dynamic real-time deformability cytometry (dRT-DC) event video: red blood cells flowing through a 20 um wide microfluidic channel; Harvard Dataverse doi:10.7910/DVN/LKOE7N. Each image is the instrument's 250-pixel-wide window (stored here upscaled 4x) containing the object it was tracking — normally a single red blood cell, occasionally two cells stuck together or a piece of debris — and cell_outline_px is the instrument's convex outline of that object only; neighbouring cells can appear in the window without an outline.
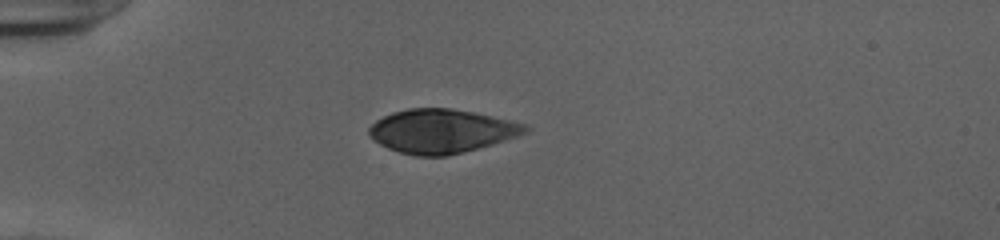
{"species": "human", "species_latin": "Homo sapiens", "temperature_condition": "cold", "stored_images_in_passage": 39, "camera_frame_rate_fps": 3000, "um_per_image_px": 0.085, "donor": {"sex": "female"}, "frame": {"image": 1, "passage_image": 1, "time_ms": 0.0, "image_size_px": [1000, 240], "cell_outline_px": [[532, 128], [528, 132], [516, 136], [476, 148], [448, 156], [416, 156], [400, 152], [388, 148], [380, 144], [368, 136], [368, 128], [376, 120], [392, 112], [408, 108], [452, 108], [472, 112], [528, 124]], "centroid_in_image_um": [37.5, 11.14], "position_along_channel_um": 47.5, "area_um2": 39.71}}
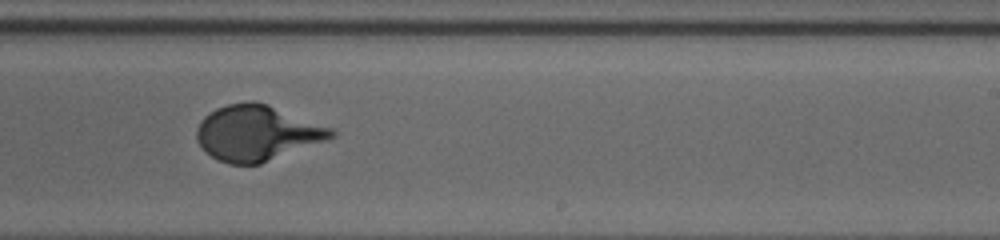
{"frame": {"image": 2, "passage_image": 20, "time_ms": 6.333, "image_size_px": [1000, 240], "cell_outline_px": [[336, 136], [260, 164], [228, 164], [212, 156], [196, 140], [196, 128], [200, 120], [204, 116], [216, 108], [228, 104], [248, 100], [252, 100], [268, 104], [332, 128], [336, 132]], "centroid_in_image_um": [21.82, 11.29], "position_along_channel_um": 267.2, "area_um2": 43.18}}
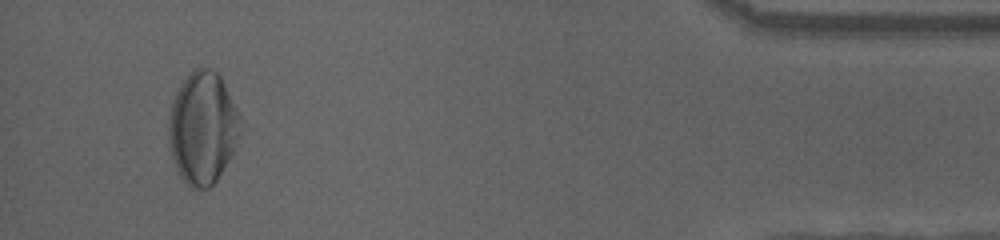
{"frame": {"image": 3, "passage_image": 36, "time_ms": 11.667, "image_size_px": [1000, 240], "cell_outline_px": [[248, 128], [236, 148], [216, 180], [208, 188], [192, 188], [180, 176], [176, 168], [172, 156], [168, 140], [168, 120], [172, 104], [176, 92], [184, 80], [196, 68], [212, 68], [220, 76]], "centroid_in_image_um": [17.3, 10.87], "position_along_channel_um": 417.9, "area_um2": 47.63}}